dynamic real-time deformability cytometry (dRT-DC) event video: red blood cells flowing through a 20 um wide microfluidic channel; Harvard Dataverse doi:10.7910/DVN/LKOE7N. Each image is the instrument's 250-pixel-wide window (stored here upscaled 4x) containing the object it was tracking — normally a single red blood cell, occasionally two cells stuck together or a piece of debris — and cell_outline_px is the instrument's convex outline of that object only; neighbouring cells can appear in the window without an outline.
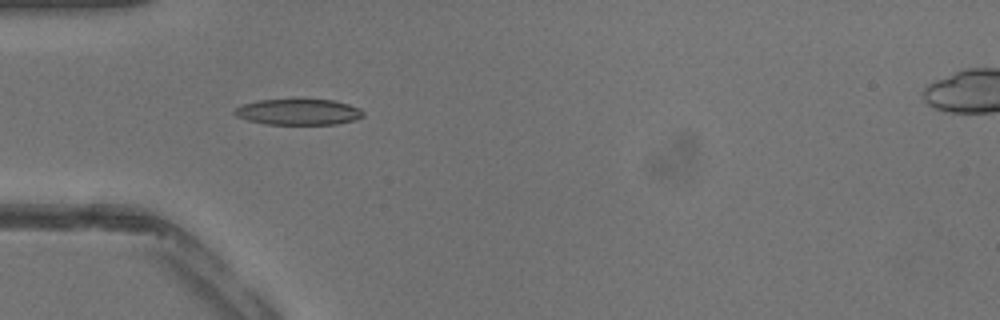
{"species": "common noctule bat (a hibernating species)", "species_latin": "Nyctalus noctula", "temperature_condition": "warm", "stored_images_in_passage": 29, "camera_frame_rate_fps": 3000, "um_per_image_px": 0.085, "animal": {"sex": "male", "body_mass_g": 13.3}, "frame": {"image": 1, "passage_image": 1, "time_ms": 0.0, "image_size_px": [1000, 320], "cell_outline_px": [[364, 116], [356, 120], [336, 124], [268, 124], [248, 120], [236, 116], [232, 112], [240, 104], [256, 100], [332, 100], [348, 104], [360, 108], [364, 112]], "centroid_in_image_um": [25.36, 9.52], "position_along_channel_um": 59.6, "area_um2": 19.42}}
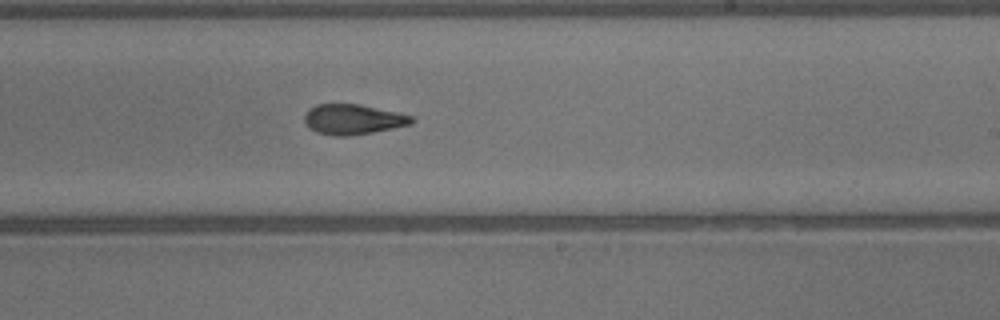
{"frame": {"image": 2, "passage_image": 13, "time_ms": 4.0, "image_size_px": [1000, 320], "cell_outline_px": [[416, 120], [412, 124], [372, 132], [348, 136], [332, 136], [316, 132], [308, 128], [304, 120], [304, 112], [308, 108], [316, 104], [360, 104], [396, 112], [412, 116]], "centroid_in_image_um": [29.96, 10.14], "position_along_channel_um": 259.0, "area_um2": 19.02}}
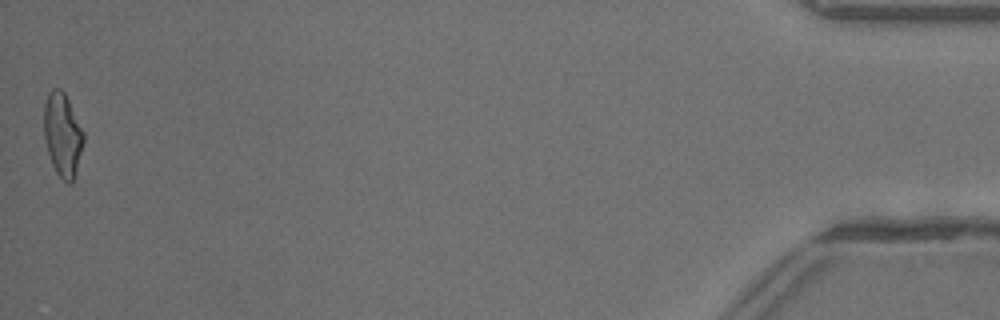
{"frame": {"image": 3, "passage_image": 29, "time_ms": 9.333, "image_size_px": [1000, 320], "cell_outline_px": [[84, 140], [72, 184], [68, 184], [56, 172], [52, 164], [48, 152], [44, 136], [44, 104], [48, 92], [52, 88], [60, 88], [64, 92], [84, 132]], "centroid_in_image_um": [5.31, 11.43], "position_along_channel_um": 429.9, "area_um2": 19.07}}